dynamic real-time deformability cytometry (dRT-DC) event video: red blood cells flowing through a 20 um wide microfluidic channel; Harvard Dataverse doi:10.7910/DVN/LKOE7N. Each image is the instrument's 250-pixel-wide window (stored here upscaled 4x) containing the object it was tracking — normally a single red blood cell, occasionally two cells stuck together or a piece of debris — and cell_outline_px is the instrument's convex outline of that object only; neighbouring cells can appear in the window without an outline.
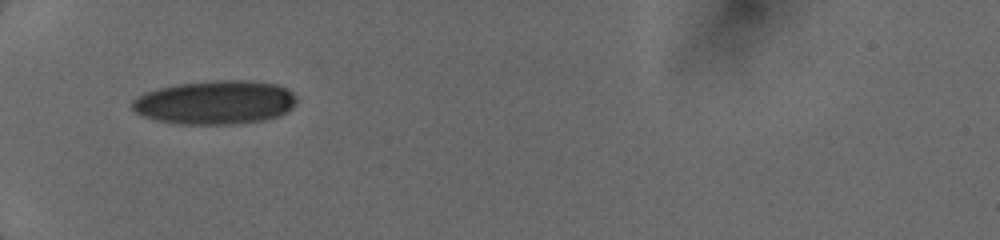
{"species": "human", "species_latin": "Homo sapiens", "temperature_condition": "cold", "stored_images_in_passage": 62, "camera_frame_rate_fps": 3000, "um_per_image_px": 0.085, "donor": {"sex": "female"}, "frame": {"image": 1, "passage_image": 1, "time_ms": 0.0, "image_size_px": [1000, 240], "cell_outline_px": [[296, 104], [288, 112], [280, 116], [264, 120], [236, 124], [180, 124], [156, 120], [144, 116], [136, 112], [132, 108], [132, 100], [148, 92], [160, 88], [180, 84], [220, 80], [244, 80], [276, 84], [288, 88], [296, 96]], "centroid_in_image_um": [18.36, 8.71], "position_along_channel_um": 66.6, "area_um2": 41.85}}
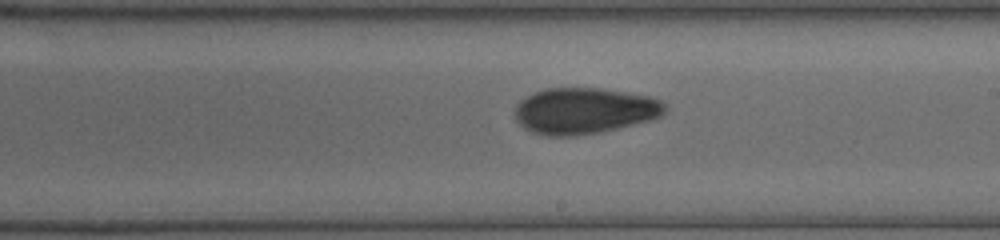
{"frame": {"image": 2, "passage_image": 25, "time_ms": 4.333, "image_size_px": [1000, 240], "cell_outline_px": [[668, 108], [660, 116], [648, 120], [600, 132], [572, 136], [544, 136], [532, 132], [524, 128], [516, 120], [516, 104], [520, 100], [544, 88], [600, 88], [648, 96], [660, 100]], "centroid_in_image_um": [49.64, 9.42], "position_along_channel_um": 239.4, "area_um2": 40.06}}
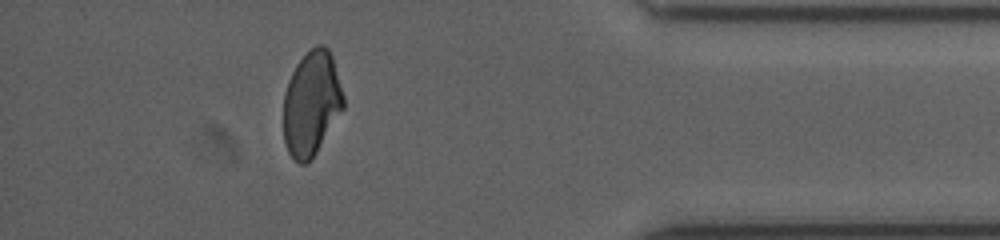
{"frame": {"image": 3, "passage_image": 52, "time_ms": 9.0, "image_size_px": [1000, 240], "cell_outline_px": [[344, 108], [316, 152], [304, 164], [300, 164], [288, 152], [284, 140], [284, 92], [288, 80], [296, 64], [316, 44], [324, 44], [328, 48], [332, 56], [344, 96]], "centroid_in_image_um": [26.48, 8.76], "position_along_channel_um": 408.7, "area_um2": 36.24}}